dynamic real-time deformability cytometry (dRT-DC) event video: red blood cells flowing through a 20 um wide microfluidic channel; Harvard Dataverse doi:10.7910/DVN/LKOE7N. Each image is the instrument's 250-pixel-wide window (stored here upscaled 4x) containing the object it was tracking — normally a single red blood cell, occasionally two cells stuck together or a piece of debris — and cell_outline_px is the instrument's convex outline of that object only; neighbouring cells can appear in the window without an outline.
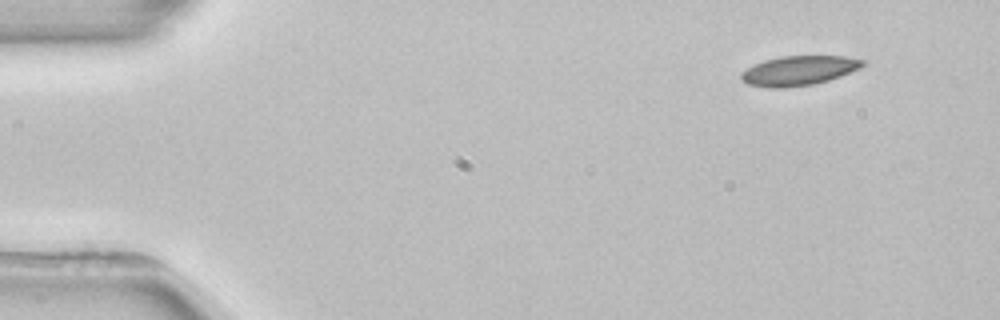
{"species": "common noctule bat (a hibernating species)", "species_latin": "Nyctalus noctula", "temperature_condition": "room temperature", "stored_images_in_passage": 3, "camera_frame_rate_fps": 3000, "um_per_image_px": 0.085, "animal": {"sex": "female", "body_mass_g": 22.7, "forearm_length_mm": 54.2}, "frame": {"image": 1, "passage_image": 1, "time_ms": 0.0, "image_size_px": [1000, 320], "cell_outline_px": [[868, 64], [860, 68], [840, 76], [828, 80], [812, 84], [780, 88], [768, 88], [748, 84], [740, 80], [740, 72], [764, 60], [780, 56], [844, 56], [864, 60]], "centroid_in_image_um": [67.89, 6.0], "position_along_channel_um": 17.1, "area_um2": 20.92}}